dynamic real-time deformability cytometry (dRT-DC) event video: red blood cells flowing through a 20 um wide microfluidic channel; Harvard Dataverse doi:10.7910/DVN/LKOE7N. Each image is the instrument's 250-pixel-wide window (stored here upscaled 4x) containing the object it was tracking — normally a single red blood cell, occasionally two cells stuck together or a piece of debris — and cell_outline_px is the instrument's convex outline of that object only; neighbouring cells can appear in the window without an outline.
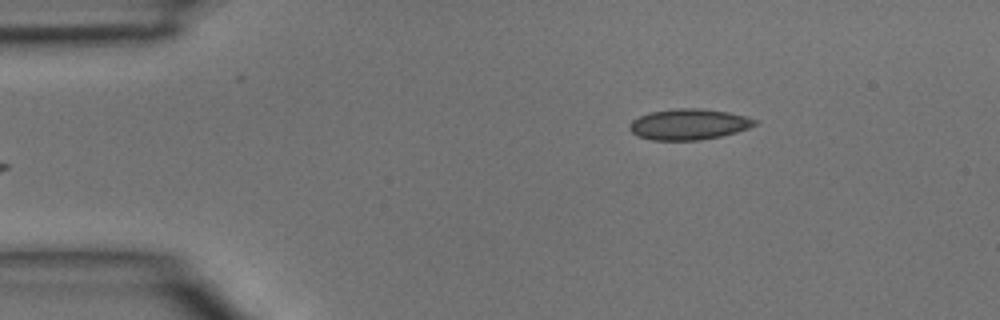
{"species": "common noctule bat (a hibernating species)", "species_latin": "Nyctalus noctula", "temperature_condition": "room temperature", "stored_images_in_passage": 3, "camera_frame_rate_fps": 3000, "um_per_image_px": 0.085, "animal": {"sex": "male", "body_mass_g": 15.6}, "frame": {"image": 1, "passage_image": 3, "time_ms": 0.667, "image_size_px": [1000, 320], "cell_outline_px": [[760, 124], [736, 132], [720, 136], [700, 140], [652, 140], [640, 136], [632, 132], [628, 128], [628, 124], [632, 120], [640, 116], [652, 112], [672, 108], [700, 108], [728, 112], [760, 120]], "centroid_in_image_um": [58.58, 10.56], "position_along_channel_um": 26.4, "area_um2": 22.6}}